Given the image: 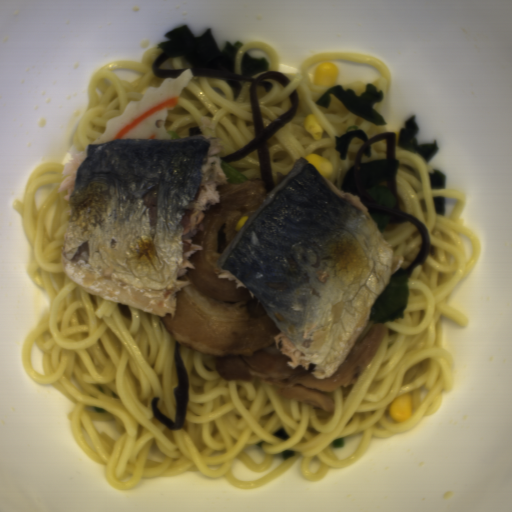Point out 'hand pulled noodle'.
<instances>
[{"instance_id":"hand-pulled-noodle-1","label":"hand pulled noodle","mask_w":512,"mask_h":512,"mask_svg":"<svg viewBox=\"0 0 512 512\" xmlns=\"http://www.w3.org/2000/svg\"><path fill=\"white\" fill-rule=\"evenodd\" d=\"M396 134V183L402 211L428 227L430 243L423 264L407 280L403 318L373 322L384 328L372 357L349 388H336L332 408L321 417L314 406L284 399L274 387L254 381L222 380L212 356L179 348L187 373L189 402L180 429L170 430L152 410L176 419V341L161 318L138 308L104 300L78 286L63 271L61 255L71 204L59 185L64 167L38 164L28 177L23 201L13 200L30 245L25 273L49 295V308L23 335L21 363L33 381L54 386L69 399L70 432L77 445L103 467V477L120 491L143 478L195 471L225 479L232 487H259L298 465L305 479L346 469L365 456L374 439L408 433L438 411L456 380L455 363L443 347V320L469 322L450 304L454 290L473 272L481 240L463 219L468 197L457 189H431L428 162L400 150ZM56 190L35 208L42 184ZM445 196L446 215L436 214L433 198ZM358 336V337H359ZM43 351V373L34 371L30 349ZM412 398L409 421L389 416L392 400ZM113 421L119 434L109 439L93 421ZM285 442L272 437L280 428ZM345 438V448L332 441ZM296 455L283 460L280 452ZM279 468L259 480L239 482L235 460L264 470L273 458Z\"/></svg>"},{"instance_id":"hand-pulled-noodle-2","label":"hand pulled noodle","mask_w":512,"mask_h":512,"mask_svg":"<svg viewBox=\"0 0 512 512\" xmlns=\"http://www.w3.org/2000/svg\"><path fill=\"white\" fill-rule=\"evenodd\" d=\"M337 60L375 66L377 71V78L371 81L348 82L342 87L344 91L351 89L358 96L365 92L367 84H372L377 87L376 92H383V97L388 95L391 82L387 66L373 57L348 52H326L311 56L301 65L300 72L281 73L291 80L286 88L266 77L273 84L272 89L265 91L262 87L257 88L263 129L288 110L293 89L297 91L299 99L296 114L269 138L270 173L273 184L277 176L288 175L300 158L306 159L309 154H318L324 156L331 167L332 173L325 178L341 191L345 172L355 165V155L361 141L351 140L347 159L341 160L339 153L334 149L335 136L349 129H361L373 137L388 133L383 125H374L351 113L334 94L330 96L331 103L328 108L316 105L317 99L331 88L317 86L309 79L310 66ZM306 114H313L320 125V141H316L305 132L302 119Z\"/></svg>"},{"instance_id":"hand-pulled-noodle-3","label":"hand pulled noodle","mask_w":512,"mask_h":512,"mask_svg":"<svg viewBox=\"0 0 512 512\" xmlns=\"http://www.w3.org/2000/svg\"><path fill=\"white\" fill-rule=\"evenodd\" d=\"M164 127L166 134L173 130L182 139L188 138V128L199 127L201 135L220 138L219 158L234 152L255 137L248 84L243 82L235 98L225 82L194 74Z\"/></svg>"},{"instance_id":"hand-pulled-noodle-4","label":"hand pulled noodle","mask_w":512,"mask_h":512,"mask_svg":"<svg viewBox=\"0 0 512 512\" xmlns=\"http://www.w3.org/2000/svg\"><path fill=\"white\" fill-rule=\"evenodd\" d=\"M162 49L153 46L141 54L140 61L106 62L90 79L87 93L90 104L79 120L72 143L84 152L102 134L107 121L122 114L130 101H138L152 86L166 78L156 77L151 67Z\"/></svg>"},{"instance_id":"hand-pulled-noodle-5","label":"hand pulled noodle","mask_w":512,"mask_h":512,"mask_svg":"<svg viewBox=\"0 0 512 512\" xmlns=\"http://www.w3.org/2000/svg\"><path fill=\"white\" fill-rule=\"evenodd\" d=\"M381 234L396 255L402 258L399 269L408 266L415 259L421 238L419 231L408 220L391 225Z\"/></svg>"},{"instance_id":"hand-pulled-noodle-6","label":"hand pulled noodle","mask_w":512,"mask_h":512,"mask_svg":"<svg viewBox=\"0 0 512 512\" xmlns=\"http://www.w3.org/2000/svg\"><path fill=\"white\" fill-rule=\"evenodd\" d=\"M248 53L250 57H263L269 64V69L278 71L280 70V60L276 50L272 44L264 41H249L240 46L235 55V61L233 66L234 74H240V67L242 59Z\"/></svg>"},{"instance_id":"hand-pulled-noodle-7","label":"hand pulled noodle","mask_w":512,"mask_h":512,"mask_svg":"<svg viewBox=\"0 0 512 512\" xmlns=\"http://www.w3.org/2000/svg\"><path fill=\"white\" fill-rule=\"evenodd\" d=\"M246 178L258 179L262 184V176L260 172L259 162L256 150L249 153L237 163H225Z\"/></svg>"},{"instance_id":"hand-pulled-noodle-8","label":"hand pulled noodle","mask_w":512,"mask_h":512,"mask_svg":"<svg viewBox=\"0 0 512 512\" xmlns=\"http://www.w3.org/2000/svg\"><path fill=\"white\" fill-rule=\"evenodd\" d=\"M192 68L188 65L184 60L177 57L167 58L164 63L161 65V69H184L187 70Z\"/></svg>"}]
</instances>
